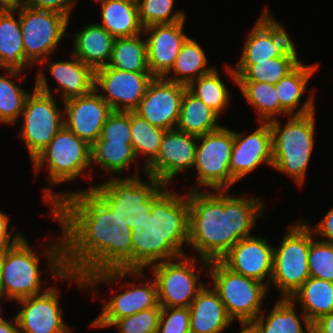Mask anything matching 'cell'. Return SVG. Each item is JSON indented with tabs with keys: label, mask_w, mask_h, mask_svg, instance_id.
Returning <instances> with one entry per match:
<instances>
[{
	"label": "cell",
	"mask_w": 333,
	"mask_h": 333,
	"mask_svg": "<svg viewBox=\"0 0 333 333\" xmlns=\"http://www.w3.org/2000/svg\"><path fill=\"white\" fill-rule=\"evenodd\" d=\"M190 191L188 245L198 257L220 260L237 242L250 237L265 210L263 199L227 190Z\"/></svg>",
	"instance_id": "7a4b0ae2"
},
{
	"label": "cell",
	"mask_w": 333,
	"mask_h": 333,
	"mask_svg": "<svg viewBox=\"0 0 333 333\" xmlns=\"http://www.w3.org/2000/svg\"><path fill=\"white\" fill-rule=\"evenodd\" d=\"M96 141L132 142L130 131V111H113L102 127Z\"/></svg>",
	"instance_id": "ee69618b"
},
{
	"label": "cell",
	"mask_w": 333,
	"mask_h": 333,
	"mask_svg": "<svg viewBox=\"0 0 333 333\" xmlns=\"http://www.w3.org/2000/svg\"><path fill=\"white\" fill-rule=\"evenodd\" d=\"M9 217L8 214H4L3 211H0V247H11L25 236L21 232L15 234L14 230H9Z\"/></svg>",
	"instance_id": "c3c4849f"
},
{
	"label": "cell",
	"mask_w": 333,
	"mask_h": 333,
	"mask_svg": "<svg viewBox=\"0 0 333 333\" xmlns=\"http://www.w3.org/2000/svg\"><path fill=\"white\" fill-rule=\"evenodd\" d=\"M160 316L161 306L158 304L155 308L118 319L112 326L119 330L118 333H157Z\"/></svg>",
	"instance_id": "7bdbcfd3"
},
{
	"label": "cell",
	"mask_w": 333,
	"mask_h": 333,
	"mask_svg": "<svg viewBox=\"0 0 333 333\" xmlns=\"http://www.w3.org/2000/svg\"><path fill=\"white\" fill-rule=\"evenodd\" d=\"M58 289L57 286L52 285L41 294L15 301L22 306L15 315L21 333H71L73 331L63 320L64 311L59 305Z\"/></svg>",
	"instance_id": "d6986e66"
},
{
	"label": "cell",
	"mask_w": 333,
	"mask_h": 333,
	"mask_svg": "<svg viewBox=\"0 0 333 333\" xmlns=\"http://www.w3.org/2000/svg\"><path fill=\"white\" fill-rule=\"evenodd\" d=\"M186 89L184 84L154 77L134 112L153 126L164 130L176 129Z\"/></svg>",
	"instance_id": "ac0fdd59"
},
{
	"label": "cell",
	"mask_w": 333,
	"mask_h": 333,
	"mask_svg": "<svg viewBox=\"0 0 333 333\" xmlns=\"http://www.w3.org/2000/svg\"><path fill=\"white\" fill-rule=\"evenodd\" d=\"M247 104L254 108L258 122H269L280 115V100L275 85L265 82H237Z\"/></svg>",
	"instance_id": "74e56055"
},
{
	"label": "cell",
	"mask_w": 333,
	"mask_h": 333,
	"mask_svg": "<svg viewBox=\"0 0 333 333\" xmlns=\"http://www.w3.org/2000/svg\"><path fill=\"white\" fill-rule=\"evenodd\" d=\"M69 56L71 58L66 61H51L50 57H48L40 62L39 65L41 64V66L39 71H37L33 87L47 94L60 93L63 102L90 93L94 89V71L72 53ZM46 63L50 76L58 84L54 92L51 91L47 76L43 70V66Z\"/></svg>",
	"instance_id": "ffe728a7"
},
{
	"label": "cell",
	"mask_w": 333,
	"mask_h": 333,
	"mask_svg": "<svg viewBox=\"0 0 333 333\" xmlns=\"http://www.w3.org/2000/svg\"><path fill=\"white\" fill-rule=\"evenodd\" d=\"M273 249L259 234L237 242L220 261L230 270L264 283L268 288L273 272Z\"/></svg>",
	"instance_id": "44dd1931"
},
{
	"label": "cell",
	"mask_w": 333,
	"mask_h": 333,
	"mask_svg": "<svg viewBox=\"0 0 333 333\" xmlns=\"http://www.w3.org/2000/svg\"><path fill=\"white\" fill-rule=\"evenodd\" d=\"M240 326L242 327V329L238 333H256L249 324H240Z\"/></svg>",
	"instance_id": "db71d44e"
},
{
	"label": "cell",
	"mask_w": 333,
	"mask_h": 333,
	"mask_svg": "<svg viewBox=\"0 0 333 333\" xmlns=\"http://www.w3.org/2000/svg\"><path fill=\"white\" fill-rule=\"evenodd\" d=\"M22 42L25 57L33 64H39L58 50L63 38H69V19L60 13L38 10L24 5L19 9Z\"/></svg>",
	"instance_id": "5bb4252c"
},
{
	"label": "cell",
	"mask_w": 333,
	"mask_h": 333,
	"mask_svg": "<svg viewBox=\"0 0 333 333\" xmlns=\"http://www.w3.org/2000/svg\"><path fill=\"white\" fill-rule=\"evenodd\" d=\"M313 236L303 220H296L284 233L280 246H274L269 289L274 285L281 298H290L310 277L308 255Z\"/></svg>",
	"instance_id": "8992f818"
},
{
	"label": "cell",
	"mask_w": 333,
	"mask_h": 333,
	"mask_svg": "<svg viewBox=\"0 0 333 333\" xmlns=\"http://www.w3.org/2000/svg\"><path fill=\"white\" fill-rule=\"evenodd\" d=\"M197 141L198 136L177 129L166 130L159 152L145 167V173L170 186L181 172L194 169Z\"/></svg>",
	"instance_id": "e0dca14e"
},
{
	"label": "cell",
	"mask_w": 333,
	"mask_h": 333,
	"mask_svg": "<svg viewBox=\"0 0 333 333\" xmlns=\"http://www.w3.org/2000/svg\"><path fill=\"white\" fill-rule=\"evenodd\" d=\"M301 62L298 56H281L251 64L237 77V82H265L275 85Z\"/></svg>",
	"instance_id": "ab89813d"
},
{
	"label": "cell",
	"mask_w": 333,
	"mask_h": 333,
	"mask_svg": "<svg viewBox=\"0 0 333 333\" xmlns=\"http://www.w3.org/2000/svg\"><path fill=\"white\" fill-rule=\"evenodd\" d=\"M207 275L233 321L249 324L263 311L261 306L269 291L264 283L233 272L220 260L209 262Z\"/></svg>",
	"instance_id": "ba28073f"
},
{
	"label": "cell",
	"mask_w": 333,
	"mask_h": 333,
	"mask_svg": "<svg viewBox=\"0 0 333 333\" xmlns=\"http://www.w3.org/2000/svg\"><path fill=\"white\" fill-rule=\"evenodd\" d=\"M187 89L219 117L230 106L231 95L229 89L222 81L219 70L216 67L210 73L193 80L187 86Z\"/></svg>",
	"instance_id": "f35d334b"
},
{
	"label": "cell",
	"mask_w": 333,
	"mask_h": 333,
	"mask_svg": "<svg viewBox=\"0 0 333 333\" xmlns=\"http://www.w3.org/2000/svg\"><path fill=\"white\" fill-rule=\"evenodd\" d=\"M44 187L60 235L42 250L56 281L86 288L85 278L99 272L132 270V229L88 189L53 193Z\"/></svg>",
	"instance_id": "6da1fadb"
},
{
	"label": "cell",
	"mask_w": 333,
	"mask_h": 333,
	"mask_svg": "<svg viewBox=\"0 0 333 333\" xmlns=\"http://www.w3.org/2000/svg\"><path fill=\"white\" fill-rule=\"evenodd\" d=\"M157 333H190L189 307H161Z\"/></svg>",
	"instance_id": "f6af8a7d"
},
{
	"label": "cell",
	"mask_w": 333,
	"mask_h": 333,
	"mask_svg": "<svg viewBox=\"0 0 333 333\" xmlns=\"http://www.w3.org/2000/svg\"><path fill=\"white\" fill-rule=\"evenodd\" d=\"M132 147L138 160L145 157L142 170L157 156L166 130L153 126L145 118L130 111Z\"/></svg>",
	"instance_id": "8d00e7d4"
},
{
	"label": "cell",
	"mask_w": 333,
	"mask_h": 333,
	"mask_svg": "<svg viewBox=\"0 0 333 333\" xmlns=\"http://www.w3.org/2000/svg\"><path fill=\"white\" fill-rule=\"evenodd\" d=\"M71 53L93 71L109 63L115 38L99 23L86 25L74 35Z\"/></svg>",
	"instance_id": "484cf974"
},
{
	"label": "cell",
	"mask_w": 333,
	"mask_h": 333,
	"mask_svg": "<svg viewBox=\"0 0 333 333\" xmlns=\"http://www.w3.org/2000/svg\"><path fill=\"white\" fill-rule=\"evenodd\" d=\"M262 12L247 33L237 64L234 67L229 64L224 67L235 85L237 77L251 64L281 56H298L295 43L285 26L274 18L267 6Z\"/></svg>",
	"instance_id": "30bf717a"
},
{
	"label": "cell",
	"mask_w": 333,
	"mask_h": 333,
	"mask_svg": "<svg viewBox=\"0 0 333 333\" xmlns=\"http://www.w3.org/2000/svg\"><path fill=\"white\" fill-rule=\"evenodd\" d=\"M8 248L10 247H0V290H1V279H2V267Z\"/></svg>",
	"instance_id": "f5cc1de1"
},
{
	"label": "cell",
	"mask_w": 333,
	"mask_h": 333,
	"mask_svg": "<svg viewBox=\"0 0 333 333\" xmlns=\"http://www.w3.org/2000/svg\"><path fill=\"white\" fill-rule=\"evenodd\" d=\"M143 37L144 33L133 37L115 38L107 66L127 72H150L147 41Z\"/></svg>",
	"instance_id": "836d02e7"
},
{
	"label": "cell",
	"mask_w": 333,
	"mask_h": 333,
	"mask_svg": "<svg viewBox=\"0 0 333 333\" xmlns=\"http://www.w3.org/2000/svg\"><path fill=\"white\" fill-rule=\"evenodd\" d=\"M162 184L153 193V207L132 228V270L186 256L189 201L187 195Z\"/></svg>",
	"instance_id": "3957f363"
},
{
	"label": "cell",
	"mask_w": 333,
	"mask_h": 333,
	"mask_svg": "<svg viewBox=\"0 0 333 333\" xmlns=\"http://www.w3.org/2000/svg\"><path fill=\"white\" fill-rule=\"evenodd\" d=\"M143 28L154 24H172L186 19L185 11H173L175 0H137Z\"/></svg>",
	"instance_id": "60d3db41"
},
{
	"label": "cell",
	"mask_w": 333,
	"mask_h": 333,
	"mask_svg": "<svg viewBox=\"0 0 333 333\" xmlns=\"http://www.w3.org/2000/svg\"><path fill=\"white\" fill-rule=\"evenodd\" d=\"M318 67L319 63L305 65L302 61L292 72L275 84L276 93L280 100V115L283 114L287 117L315 111L314 87H312V94L305 102L302 103L301 99H303L304 93L307 92L308 82L317 72Z\"/></svg>",
	"instance_id": "d4e9b609"
},
{
	"label": "cell",
	"mask_w": 333,
	"mask_h": 333,
	"mask_svg": "<svg viewBox=\"0 0 333 333\" xmlns=\"http://www.w3.org/2000/svg\"><path fill=\"white\" fill-rule=\"evenodd\" d=\"M311 323L333 312V283L309 277L290 297ZM299 304V305H298Z\"/></svg>",
	"instance_id": "4dcf8cb0"
},
{
	"label": "cell",
	"mask_w": 333,
	"mask_h": 333,
	"mask_svg": "<svg viewBox=\"0 0 333 333\" xmlns=\"http://www.w3.org/2000/svg\"><path fill=\"white\" fill-rule=\"evenodd\" d=\"M4 72L3 75L0 74V123L11 126L18 122L30 92L15 83V79L18 82L23 81L25 75L22 72L16 70H4Z\"/></svg>",
	"instance_id": "d590c367"
},
{
	"label": "cell",
	"mask_w": 333,
	"mask_h": 333,
	"mask_svg": "<svg viewBox=\"0 0 333 333\" xmlns=\"http://www.w3.org/2000/svg\"><path fill=\"white\" fill-rule=\"evenodd\" d=\"M33 66L25 57L19 9L0 10V70L23 72Z\"/></svg>",
	"instance_id": "f1b7e54d"
},
{
	"label": "cell",
	"mask_w": 333,
	"mask_h": 333,
	"mask_svg": "<svg viewBox=\"0 0 333 333\" xmlns=\"http://www.w3.org/2000/svg\"><path fill=\"white\" fill-rule=\"evenodd\" d=\"M308 266L310 277L333 283V243L314 239L310 243Z\"/></svg>",
	"instance_id": "b9f144b4"
},
{
	"label": "cell",
	"mask_w": 333,
	"mask_h": 333,
	"mask_svg": "<svg viewBox=\"0 0 333 333\" xmlns=\"http://www.w3.org/2000/svg\"><path fill=\"white\" fill-rule=\"evenodd\" d=\"M286 118L288 120L285 124L278 118L269 121L272 132V168L288 175L298 187H302L315 145L316 115L313 111Z\"/></svg>",
	"instance_id": "5b68a950"
},
{
	"label": "cell",
	"mask_w": 333,
	"mask_h": 333,
	"mask_svg": "<svg viewBox=\"0 0 333 333\" xmlns=\"http://www.w3.org/2000/svg\"><path fill=\"white\" fill-rule=\"evenodd\" d=\"M55 98L34 87L25 101L20 116L22 124L19 136L28 150L31 162L64 126L63 109L61 111Z\"/></svg>",
	"instance_id": "4fadbf2b"
},
{
	"label": "cell",
	"mask_w": 333,
	"mask_h": 333,
	"mask_svg": "<svg viewBox=\"0 0 333 333\" xmlns=\"http://www.w3.org/2000/svg\"><path fill=\"white\" fill-rule=\"evenodd\" d=\"M135 167L134 174L126 177H109L104 183L92 184L91 190L111 211L125 217L128 226L134 224L151 212L153 207V193L162 185L155 177L145 173V170ZM139 170L146 176L147 181L140 177Z\"/></svg>",
	"instance_id": "52a82bcc"
},
{
	"label": "cell",
	"mask_w": 333,
	"mask_h": 333,
	"mask_svg": "<svg viewBox=\"0 0 333 333\" xmlns=\"http://www.w3.org/2000/svg\"><path fill=\"white\" fill-rule=\"evenodd\" d=\"M153 78L150 72H127L105 66L94 71V90L113 111H134Z\"/></svg>",
	"instance_id": "2e32d148"
},
{
	"label": "cell",
	"mask_w": 333,
	"mask_h": 333,
	"mask_svg": "<svg viewBox=\"0 0 333 333\" xmlns=\"http://www.w3.org/2000/svg\"><path fill=\"white\" fill-rule=\"evenodd\" d=\"M196 257L186 255L149 267L157 284L158 303L161 307H189L205 286L200 277L203 271L204 275L208 274L209 261L201 258L197 260ZM197 265L202 269L199 270Z\"/></svg>",
	"instance_id": "8fae6325"
},
{
	"label": "cell",
	"mask_w": 333,
	"mask_h": 333,
	"mask_svg": "<svg viewBox=\"0 0 333 333\" xmlns=\"http://www.w3.org/2000/svg\"><path fill=\"white\" fill-rule=\"evenodd\" d=\"M234 142V130L226 126L198 136L194 168H196L197 184L190 191L209 189L229 190L236 184L231 176L230 157ZM200 187V188H198Z\"/></svg>",
	"instance_id": "7c38bea8"
},
{
	"label": "cell",
	"mask_w": 333,
	"mask_h": 333,
	"mask_svg": "<svg viewBox=\"0 0 333 333\" xmlns=\"http://www.w3.org/2000/svg\"><path fill=\"white\" fill-rule=\"evenodd\" d=\"M185 22L186 19L143 28L147 36L148 67L154 77H164L173 67L182 44L189 37L184 32Z\"/></svg>",
	"instance_id": "cb8c5ba5"
},
{
	"label": "cell",
	"mask_w": 333,
	"mask_h": 333,
	"mask_svg": "<svg viewBox=\"0 0 333 333\" xmlns=\"http://www.w3.org/2000/svg\"><path fill=\"white\" fill-rule=\"evenodd\" d=\"M32 165L36 174L46 166L48 182L53 188L74 181L81 174L84 175L86 170L88 178L92 179L88 171L93 169L91 145L63 126L32 161Z\"/></svg>",
	"instance_id": "9c48e42d"
},
{
	"label": "cell",
	"mask_w": 333,
	"mask_h": 333,
	"mask_svg": "<svg viewBox=\"0 0 333 333\" xmlns=\"http://www.w3.org/2000/svg\"><path fill=\"white\" fill-rule=\"evenodd\" d=\"M63 104L64 126L92 146L100 137L112 108L94 89Z\"/></svg>",
	"instance_id": "603a6c76"
},
{
	"label": "cell",
	"mask_w": 333,
	"mask_h": 333,
	"mask_svg": "<svg viewBox=\"0 0 333 333\" xmlns=\"http://www.w3.org/2000/svg\"><path fill=\"white\" fill-rule=\"evenodd\" d=\"M2 298L5 299V301L8 300V299H6V297H3V296L0 294V301L2 300ZM0 307H1V303H0ZM0 309H2V307H1ZM0 312H1V310H0ZM0 315H2V314L0 313ZM4 320H6V318H4L3 316H0V322H2V321H4Z\"/></svg>",
	"instance_id": "11a10c76"
},
{
	"label": "cell",
	"mask_w": 333,
	"mask_h": 333,
	"mask_svg": "<svg viewBox=\"0 0 333 333\" xmlns=\"http://www.w3.org/2000/svg\"><path fill=\"white\" fill-rule=\"evenodd\" d=\"M295 307L290 298H279L268 314L263 310L249 325L256 333H312V323L300 308L299 315Z\"/></svg>",
	"instance_id": "83f0119b"
},
{
	"label": "cell",
	"mask_w": 333,
	"mask_h": 333,
	"mask_svg": "<svg viewBox=\"0 0 333 333\" xmlns=\"http://www.w3.org/2000/svg\"><path fill=\"white\" fill-rule=\"evenodd\" d=\"M23 236L8 248L2 267L0 294L6 299L17 301L45 292L40 271V256ZM43 287V288H42Z\"/></svg>",
	"instance_id": "9a60e30c"
},
{
	"label": "cell",
	"mask_w": 333,
	"mask_h": 333,
	"mask_svg": "<svg viewBox=\"0 0 333 333\" xmlns=\"http://www.w3.org/2000/svg\"><path fill=\"white\" fill-rule=\"evenodd\" d=\"M0 333H21L16 317L0 322Z\"/></svg>",
	"instance_id": "f907efd6"
},
{
	"label": "cell",
	"mask_w": 333,
	"mask_h": 333,
	"mask_svg": "<svg viewBox=\"0 0 333 333\" xmlns=\"http://www.w3.org/2000/svg\"><path fill=\"white\" fill-rule=\"evenodd\" d=\"M208 61L200 43L188 37L182 44L173 67L164 78L188 86L193 80L210 73L215 68L208 66Z\"/></svg>",
	"instance_id": "1f68e13d"
},
{
	"label": "cell",
	"mask_w": 333,
	"mask_h": 333,
	"mask_svg": "<svg viewBox=\"0 0 333 333\" xmlns=\"http://www.w3.org/2000/svg\"><path fill=\"white\" fill-rule=\"evenodd\" d=\"M139 161L131 142L96 141L91 146V164L101 166L105 173L113 175L129 171ZM131 165V166H130Z\"/></svg>",
	"instance_id": "e575fe53"
},
{
	"label": "cell",
	"mask_w": 333,
	"mask_h": 333,
	"mask_svg": "<svg viewBox=\"0 0 333 333\" xmlns=\"http://www.w3.org/2000/svg\"><path fill=\"white\" fill-rule=\"evenodd\" d=\"M258 124L259 127L248 135L234 131L230 172L237 183L262 164L273 166L270 124L260 121Z\"/></svg>",
	"instance_id": "7402d4cb"
},
{
	"label": "cell",
	"mask_w": 333,
	"mask_h": 333,
	"mask_svg": "<svg viewBox=\"0 0 333 333\" xmlns=\"http://www.w3.org/2000/svg\"><path fill=\"white\" fill-rule=\"evenodd\" d=\"M302 220L313 231L315 238L318 236V240L320 241L333 243V206L314 227L309 224L310 222L307 219Z\"/></svg>",
	"instance_id": "7dc6e473"
},
{
	"label": "cell",
	"mask_w": 333,
	"mask_h": 333,
	"mask_svg": "<svg viewBox=\"0 0 333 333\" xmlns=\"http://www.w3.org/2000/svg\"><path fill=\"white\" fill-rule=\"evenodd\" d=\"M190 333H222L233 320L211 286L205 285L189 306Z\"/></svg>",
	"instance_id": "4316f807"
},
{
	"label": "cell",
	"mask_w": 333,
	"mask_h": 333,
	"mask_svg": "<svg viewBox=\"0 0 333 333\" xmlns=\"http://www.w3.org/2000/svg\"><path fill=\"white\" fill-rule=\"evenodd\" d=\"M144 271L146 270L118 269L91 274L85 278L86 289H91L92 295L100 293L99 286L101 283L109 286L123 279L126 281L127 277H134V280L140 279L139 284L128 280L125 284L121 283L119 291L126 287L125 291L117 292V289H111V292L115 295L107 299L100 314L90 323V327L110 328L118 319L155 308L159 304L156 281L154 278L148 280Z\"/></svg>",
	"instance_id": "277c9868"
},
{
	"label": "cell",
	"mask_w": 333,
	"mask_h": 333,
	"mask_svg": "<svg viewBox=\"0 0 333 333\" xmlns=\"http://www.w3.org/2000/svg\"><path fill=\"white\" fill-rule=\"evenodd\" d=\"M219 116L188 89L181 103L176 129L187 134L201 136L219 129Z\"/></svg>",
	"instance_id": "d6a6232c"
},
{
	"label": "cell",
	"mask_w": 333,
	"mask_h": 333,
	"mask_svg": "<svg viewBox=\"0 0 333 333\" xmlns=\"http://www.w3.org/2000/svg\"><path fill=\"white\" fill-rule=\"evenodd\" d=\"M312 333H333V312L314 321L312 323Z\"/></svg>",
	"instance_id": "681fc988"
},
{
	"label": "cell",
	"mask_w": 333,
	"mask_h": 333,
	"mask_svg": "<svg viewBox=\"0 0 333 333\" xmlns=\"http://www.w3.org/2000/svg\"><path fill=\"white\" fill-rule=\"evenodd\" d=\"M27 5V0H0V10H17Z\"/></svg>",
	"instance_id": "816d5d0a"
},
{
	"label": "cell",
	"mask_w": 333,
	"mask_h": 333,
	"mask_svg": "<svg viewBox=\"0 0 333 333\" xmlns=\"http://www.w3.org/2000/svg\"><path fill=\"white\" fill-rule=\"evenodd\" d=\"M78 0H28L27 5L38 10H49L65 15L69 20Z\"/></svg>",
	"instance_id": "bcb514c9"
},
{
	"label": "cell",
	"mask_w": 333,
	"mask_h": 333,
	"mask_svg": "<svg viewBox=\"0 0 333 333\" xmlns=\"http://www.w3.org/2000/svg\"><path fill=\"white\" fill-rule=\"evenodd\" d=\"M101 6V22L114 38L133 37L143 33L137 0H94Z\"/></svg>",
	"instance_id": "f546056e"
}]
</instances>
